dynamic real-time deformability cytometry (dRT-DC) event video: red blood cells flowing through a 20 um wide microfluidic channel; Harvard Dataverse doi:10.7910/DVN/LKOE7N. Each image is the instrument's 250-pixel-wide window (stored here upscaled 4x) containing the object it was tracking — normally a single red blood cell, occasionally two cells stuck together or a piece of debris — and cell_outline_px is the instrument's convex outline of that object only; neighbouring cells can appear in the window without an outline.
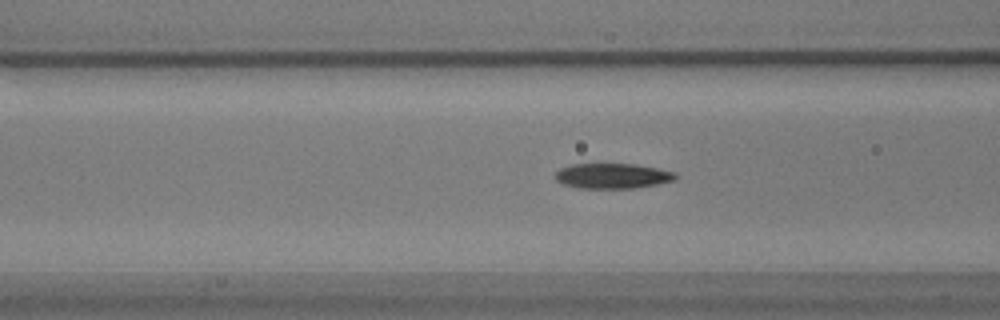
{"species": "common noctule bat (a hibernating species)", "species_latin": "Nyctalus noctula", "temperature_condition": "warm", "stored_images_in_passage": 47, "camera_frame_rate_fps": 3000, "um_per_image_px": 0.085, "animal": {"sex": "male", "body_mass_g": 17.9}, "frame": {"image": 1, "passage_image": 10, "time_ms": 3.0, "image_size_px": [1000, 320], "cell_outline_px": [[676, 180], [656, 184], [632, 188], [580, 188], [560, 184], [552, 176], [560, 168], [572, 164], [632, 164], [656, 168], [676, 172]], "centroid_in_image_um": [52.0, 14.95], "position_along_channel_um": 114.6, "area_um2": 17.69}}
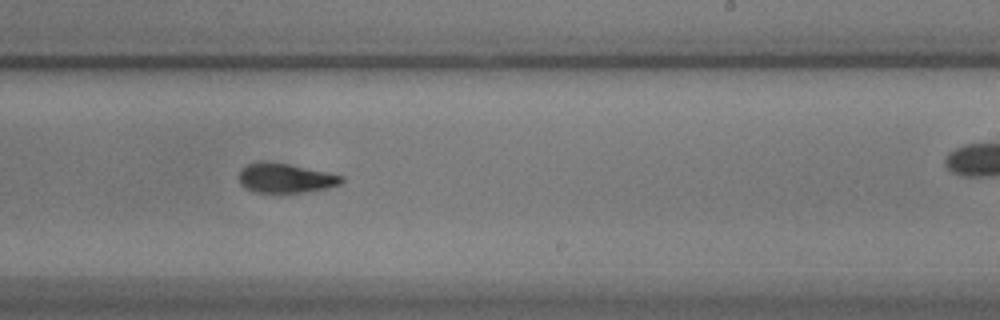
{"frame": {"image": 2, "passage_image": 23, "time_ms": 7.333, "image_size_px": [1000, 320], "cell_outline_px": [[344, 180], [340, 184], [328, 188], [304, 192], [256, 192], [244, 188], [240, 184], [240, 168], [248, 164], [260, 160], [268, 160], [328, 172], [344, 176]], "centroid_in_image_um": [24.25, 15.12], "position_along_channel_um": 264.8, "area_um2": 17.8}}
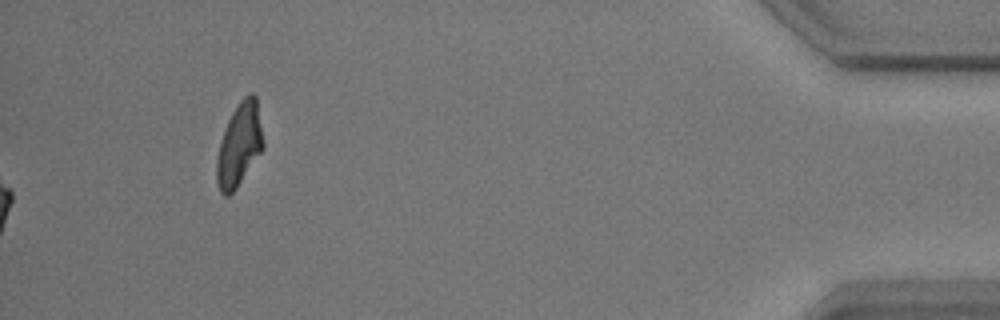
{"frame": {"image": 3, "passage_image": 47, "time_ms": 15.333, "image_size_px": [1000, 320], "cell_outline_px": [[264, 148], [236, 188], [228, 196], [224, 196], [220, 192], [216, 180], [216, 160], [220, 140], [224, 128], [232, 112], [240, 100], [248, 92], [252, 92], [256, 96], [264, 140]], "centroid_in_image_um": [20.34, 12.28], "position_along_channel_um": 414.9, "area_um2": 22.72}, "authors_computed_cell_mechanics": {"area_um2": 18.0336, "velocity_mm_per_s": 3.4622, "shape_relaxation_time_tau1_ms": 2.9351, "shape_relaxation_time_tau2_ms": 2.3568, "deformation_change_tau1": 0.1414, "deformation_change_tau2": 0.086}}